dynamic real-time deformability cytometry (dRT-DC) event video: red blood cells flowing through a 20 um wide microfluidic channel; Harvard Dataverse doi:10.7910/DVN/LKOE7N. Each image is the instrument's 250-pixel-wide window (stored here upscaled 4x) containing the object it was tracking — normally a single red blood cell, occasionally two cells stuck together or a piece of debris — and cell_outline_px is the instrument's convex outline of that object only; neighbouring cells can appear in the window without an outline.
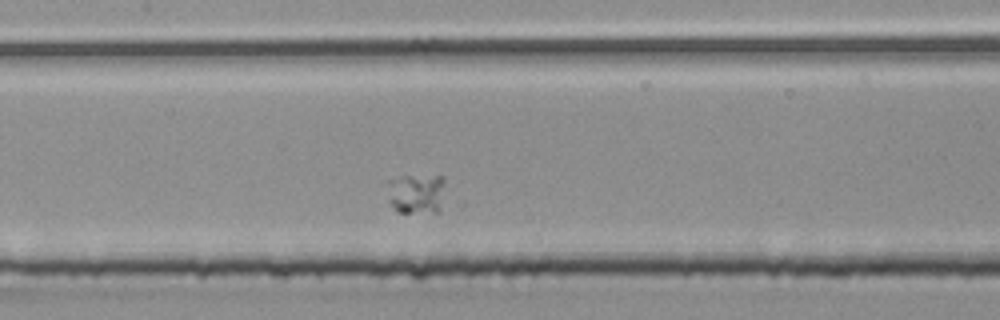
{"species": "common noctule bat (a hibernating species)", "species_latin": "Nyctalus noctula", "temperature_condition": "room temperature", "stored_images_in_passage": 22, "camera_frame_rate_fps": 3000, "um_per_image_px": 0.085, "animal": {"sex": "male", "body_mass_g": 20.4}, "frame": {"image": 1, "passage_image": 13, "time_ms": 4.0, "image_size_px": [1000, 320], "cell_outline_px": [[444, 180], [440, 212], [396, 212], [392, 208], [388, 200], [388, 180], [400, 176], [440, 176]], "centroid_in_image_um": [35.35, 16.47], "position_along_channel_um": 172.1, "area_um2": 13.58}}
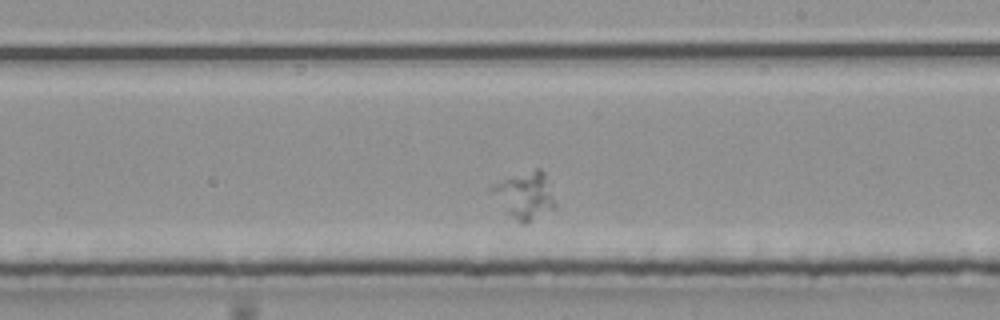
{"frame": {"image": 2, "passage_image": 19, "time_ms": 6.0, "image_size_px": [1000, 320], "cell_outline_px": [[556, 208], [524, 224], [520, 224], [508, 212], [488, 188], [492, 184], [536, 168], [540, 168], [544, 172], [556, 204]], "centroid_in_image_um": [44.64, 16.61], "position_along_channel_um": 244.4, "area_um2": 16.82}}
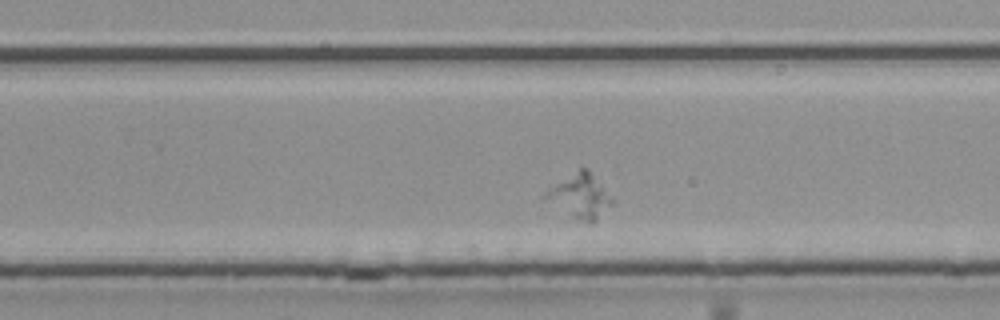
{"frame": {"image": 3, "passage_image": 22, "time_ms": 7.0, "image_size_px": [1000, 320], "cell_outline_px": [[616, 204], [592, 224], [588, 224], [540, 196], [544, 192], [580, 168], [588, 168]], "centroid_in_image_um": [49.37, 16.68], "position_along_channel_um": 280.4, "area_um2": 16.65}}